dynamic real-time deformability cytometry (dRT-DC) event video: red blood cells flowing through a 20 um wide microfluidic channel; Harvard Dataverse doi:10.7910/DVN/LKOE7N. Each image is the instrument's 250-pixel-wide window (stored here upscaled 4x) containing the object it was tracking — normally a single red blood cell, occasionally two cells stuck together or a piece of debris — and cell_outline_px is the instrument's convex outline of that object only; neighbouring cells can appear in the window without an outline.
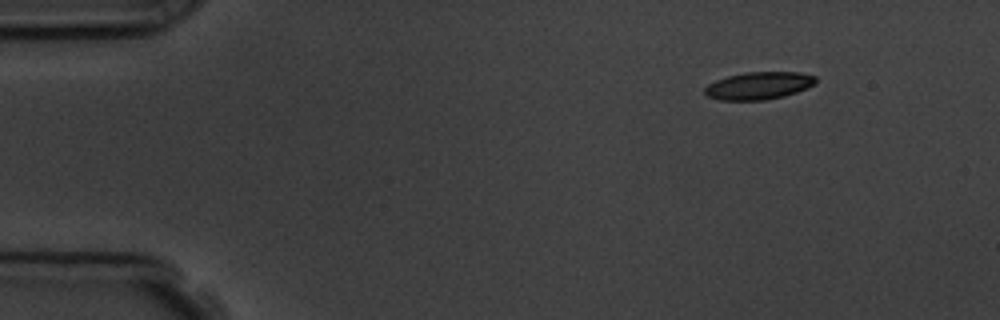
{"species": "common noctule bat (a hibernating species)", "species_latin": "Nyctalus noctula", "temperature_condition": "room temperature", "stored_images_in_passage": 3, "camera_frame_rate_fps": 3000, "um_per_image_px": 0.085, "animal": {"sex": "male", "body_mass_g": 19.5, "forearm_length_mm": 54.6}, "frame": {"image": 1, "passage_image": 1, "time_ms": 0.0, "image_size_px": [1000, 320], "cell_outline_px": [[816, 84], [796, 92], [784, 96], [764, 100], [720, 100], [708, 96], [704, 92], [704, 88], [708, 84], [716, 80], [728, 76], [744, 72], [800, 72], [816, 76]], "centroid_in_image_um": [64.5, 7.27], "position_along_channel_um": 20.5, "area_um2": 17.8}}